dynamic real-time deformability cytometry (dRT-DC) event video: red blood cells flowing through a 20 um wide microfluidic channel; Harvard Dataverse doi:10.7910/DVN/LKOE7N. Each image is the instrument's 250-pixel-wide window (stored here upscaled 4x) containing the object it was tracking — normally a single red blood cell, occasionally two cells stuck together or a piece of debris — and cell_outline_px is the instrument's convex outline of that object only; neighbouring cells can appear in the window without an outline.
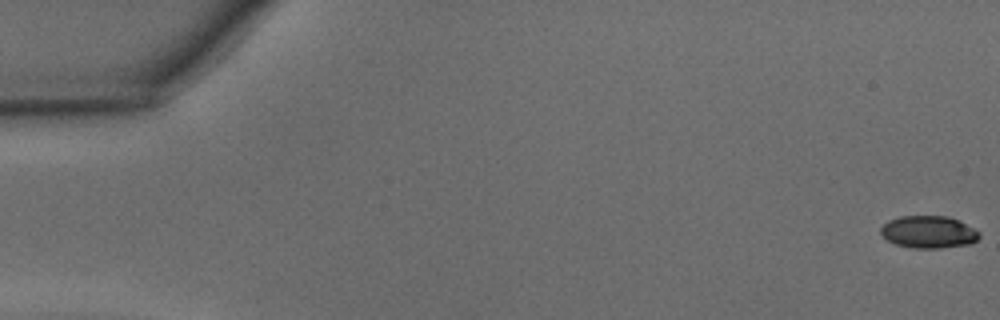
{"species": "common noctule bat (a hibernating species)", "species_latin": "Nyctalus noctula", "temperature_condition": "warm", "stored_images_in_passage": 37, "camera_frame_rate_fps": 3000, "um_per_image_px": 0.085, "animal": {"sex": "male", "body_mass_g": 15.6}, "frame": {"image": 1, "passage_image": 1, "time_ms": 0.0, "image_size_px": [1000, 320], "cell_outline_px": [[980, 236], [976, 240], [968, 244], [940, 248], [912, 248], [896, 244], [888, 240], [880, 232], [880, 228], [888, 220], [900, 216], [948, 216], [960, 220], [980, 232]], "centroid_in_image_um": [78.94, 19.71], "position_along_channel_um": 6.1, "area_um2": 18.55}}